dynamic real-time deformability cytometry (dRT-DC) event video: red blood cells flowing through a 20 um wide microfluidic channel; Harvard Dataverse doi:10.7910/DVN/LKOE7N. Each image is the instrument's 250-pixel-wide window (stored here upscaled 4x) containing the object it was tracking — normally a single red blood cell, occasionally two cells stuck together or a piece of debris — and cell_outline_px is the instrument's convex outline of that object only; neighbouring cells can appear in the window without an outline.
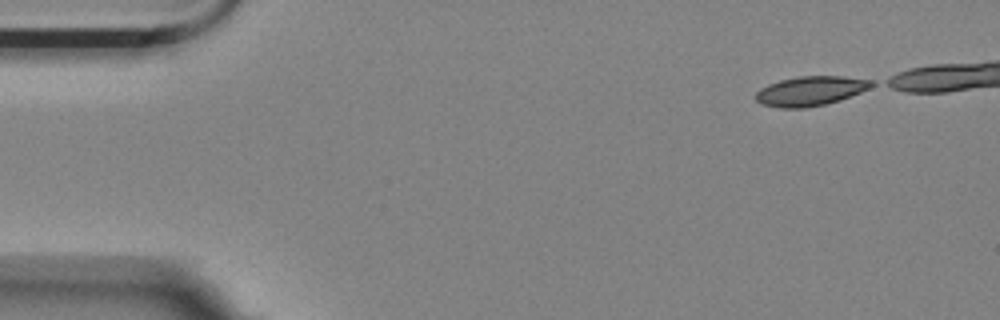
{"species": "Egyptian fruit bat (a non-hibernating species)", "species_latin": "Rousettus aegyptiacus", "temperature_condition": "room temperature", "stored_images_in_passage": 42, "camera_frame_rate_fps": 3000, "um_per_image_px": 0.085, "animal": {"sex": "female"}, "frame": {"image": 1, "passage_image": 1, "time_ms": 0.0, "image_size_px": [1000, 320], "cell_outline_px": [[876, 84], [860, 92], [840, 100], [824, 104], [804, 108], [780, 108], [760, 104], [756, 100], [756, 92], [760, 88], [768, 84], [780, 80], [796, 76], [840, 76], [876, 80]], "centroid_in_image_um": [68.88, 7.72], "position_along_channel_um": 16.1, "area_um2": 20.0}}
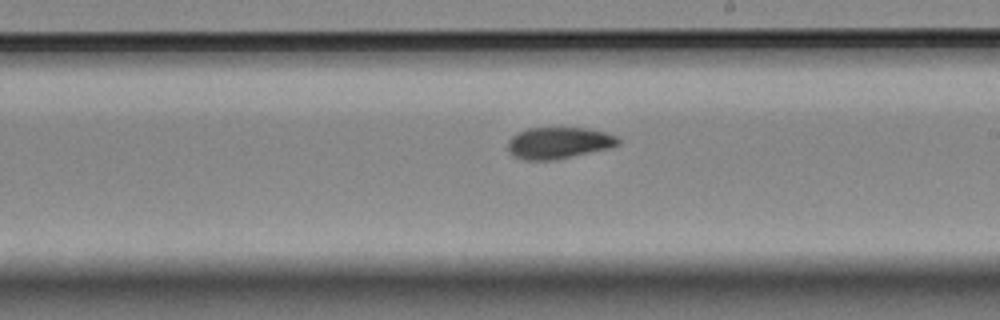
{"frame": {"image": 2, "passage_image": 28, "time_ms": 9.0, "image_size_px": [1000, 320], "cell_outline_px": [[620, 144], [612, 148], [556, 160], [524, 160], [512, 156], [508, 152], [508, 140], [516, 132], [528, 128], [584, 128], [604, 132], [616, 136], [620, 140]], "centroid_in_image_um": [47.47, 12.16], "position_along_channel_um": 241.5, "area_um2": 20.58}}
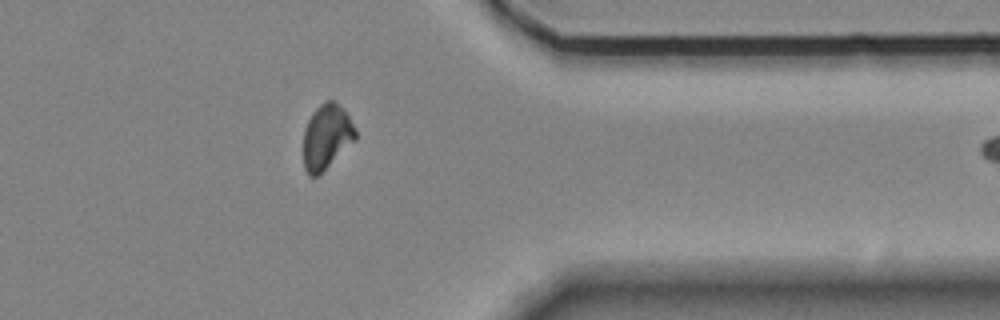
{"frame": {"image": 3, "passage_image": 41, "time_ms": 13.333, "image_size_px": [1000, 320], "cell_outline_px": [[356, 140], [320, 176], [308, 176], [304, 168], [304, 128], [312, 112], [320, 104], [328, 100], [332, 100], [348, 116], [356, 128]], "centroid_in_image_um": [27.75, 11.69], "position_along_channel_um": 383.6, "area_um2": 19.83}}